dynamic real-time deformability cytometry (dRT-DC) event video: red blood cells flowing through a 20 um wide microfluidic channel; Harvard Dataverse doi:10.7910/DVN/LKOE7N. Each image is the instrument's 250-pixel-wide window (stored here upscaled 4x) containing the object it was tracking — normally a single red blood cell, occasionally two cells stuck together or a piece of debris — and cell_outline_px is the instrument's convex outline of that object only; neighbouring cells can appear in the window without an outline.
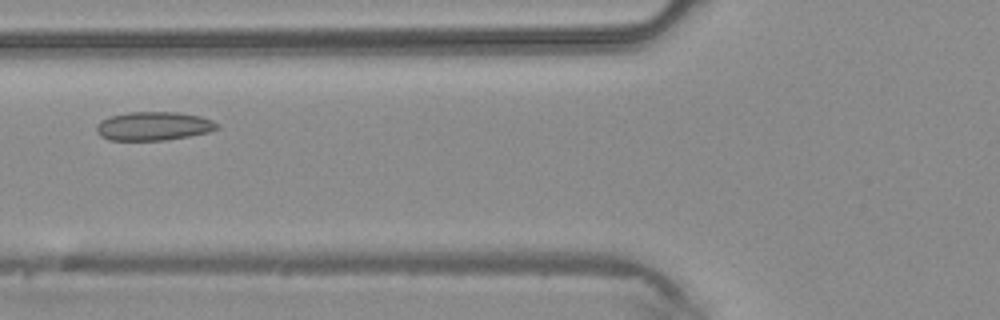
{"species": "common noctule bat (a hibernating species)", "species_latin": "Nyctalus noctula", "temperature_condition": "warm", "stored_images_in_passage": 38, "camera_frame_rate_fps": 3000, "um_per_image_px": 0.085, "animal": {"sex": "male", "body_mass_g": 20.4}, "frame": {"image": 1, "passage_image": 10, "time_ms": 3.0, "image_size_px": [1000, 320], "cell_outline_px": [[220, 128], [208, 132], [188, 136], [164, 140], [108, 140], [100, 136], [96, 132], [96, 124], [112, 116], [128, 112], [176, 112], [200, 116], [212, 120], [220, 124]], "centroid_in_image_um": [13.07, 10.72], "position_along_channel_um": 112.7, "area_um2": 20.11}}
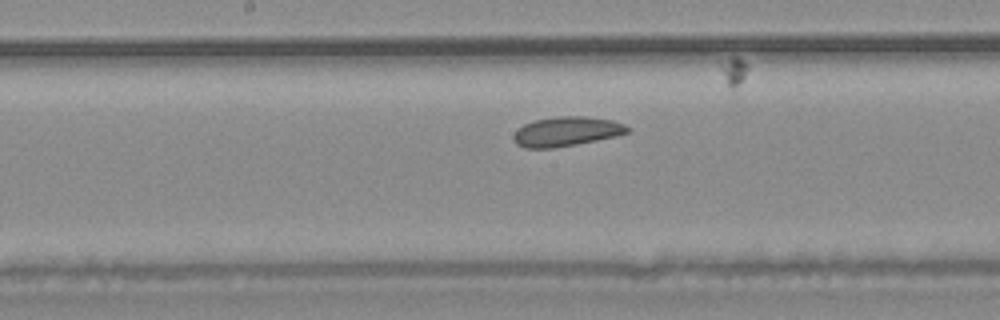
{"frame": {"image": 2, "passage_image": 16, "time_ms": 5.0, "image_size_px": [1000, 320], "cell_outline_px": [[628, 132], [616, 136], [576, 144], [552, 148], [524, 148], [516, 144], [512, 140], [512, 136], [524, 124], [532, 120], [556, 116], [588, 116], [612, 120], [624, 124], [628, 128]], "centroid_in_image_um": [48.11, 11.17], "position_along_channel_um": 200.1, "area_um2": 19.59}}
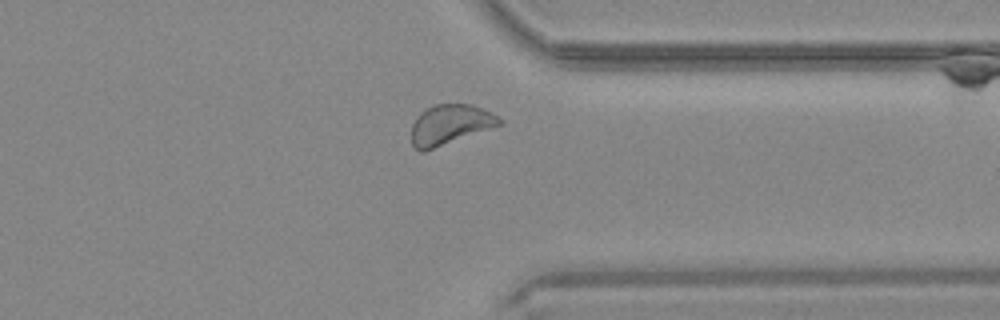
{"frame": {"image": 3, "passage_image": 28, "time_ms": 9.0, "image_size_px": [1000, 320], "cell_outline_px": [[504, 120], [500, 124], [424, 152], [420, 152], [412, 144], [412, 124], [416, 116], [424, 108], [436, 104], [472, 104], [492, 112]], "centroid_in_image_um": [38.22, 10.57], "position_along_channel_um": 373.2, "area_um2": 20.4}}